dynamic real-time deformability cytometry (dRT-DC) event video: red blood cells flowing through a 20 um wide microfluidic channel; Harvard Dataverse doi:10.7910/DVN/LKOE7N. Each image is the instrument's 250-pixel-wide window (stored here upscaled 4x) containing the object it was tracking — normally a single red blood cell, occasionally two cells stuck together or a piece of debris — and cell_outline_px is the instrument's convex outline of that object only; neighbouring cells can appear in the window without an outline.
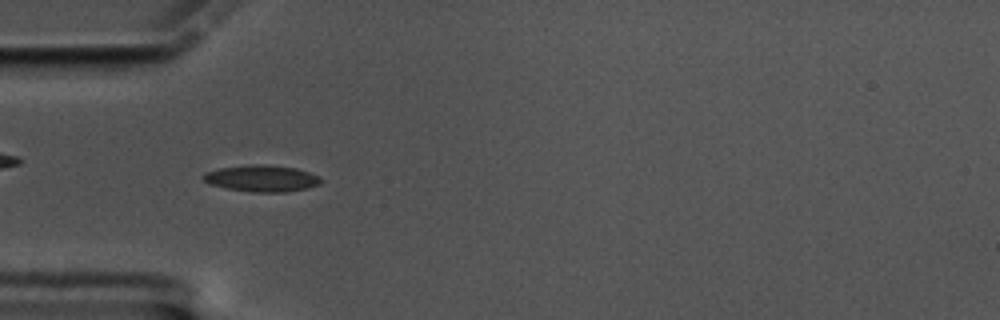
{"species": "common noctule bat (a hibernating species)", "species_latin": "Nyctalus noctula", "temperature_condition": "cold", "stored_images_in_passage": 60, "camera_frame_rate_fps": 3000, "um_per_image_px": 0.085, "animal": {"sex": "male", "body_mass_g": 17.5, "forearm_length_mm": 52.3}, "frame": {"image": 1, "passage_image": 18, "time_ms": 5.667, "image_size_px": [1000, 320], "cell_outline_px": [[324, 180], [320, 184], [308, 188], [284, 192], [252, 192], [228, 188], [208, 184], [200, 176], [204, 172], [220, 168], [256, 164], [264, 164], [296, 168], [320, 176]], "centroid_in_image_um": [22.26, 15.16], "position_along_channel_um": 62.7, "area_um2": 18.26}}
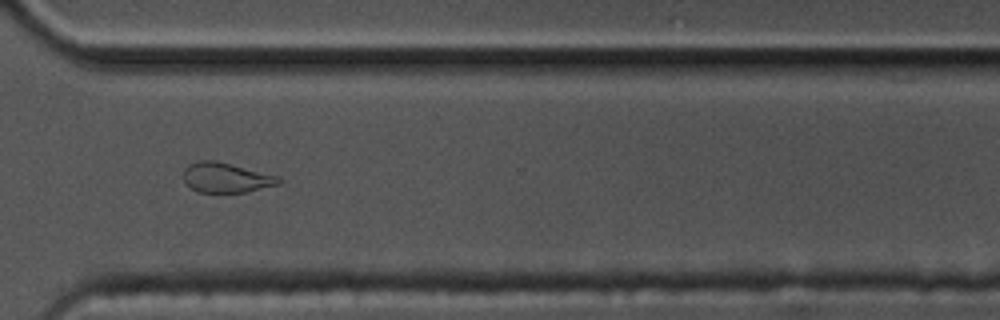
{"frame": {"image": 2, "passage_image": 44, "time_ms": 14.333, "image_size_px": [1000, 320], "cell_outline_px": [[284, 180], [280, 184], [244, 192], [196, 192], [184, 184], [184, 168], [188, 164], [200, 160], [216, 160], [280, 176]], "centroid_in_image_um": [19.22, 15.09], "position_along_channel_um": 351.4, "area_um2": 16.88}}
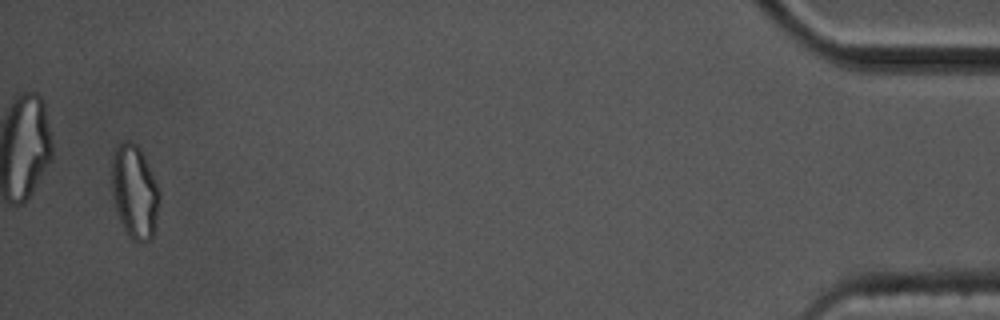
{"frame": {"image": 3, "passage_image": 58, "time_ms": 19.0, "image_size_px": [1000, 320], "cell_outline_px": [[160, 200], [152, 240], [140, 244], [132, 240], [128, 236], [120, 220], [116, 208], [112, 192], [112, 156], [116, 144], [124, 140], [128, 140], [136, 144], [140, 148], [160, 188]], "centroid_in_image_um": [11.46, 16.3], "position_along_channel_um": 423.7, "area_um2": 26.41}, "authors_computed_cell_mechanics": {"area_um2": 16.9354, "velocity_mm_per_s": 3.3455, "shape_relaxation_time_tau1_ms": 5.9337, "shape_relaxation_time_tau2_ms": 3.3822, "deformation_change_tau1": 0.1452, "deformation_change_tau2": 0.1079}}